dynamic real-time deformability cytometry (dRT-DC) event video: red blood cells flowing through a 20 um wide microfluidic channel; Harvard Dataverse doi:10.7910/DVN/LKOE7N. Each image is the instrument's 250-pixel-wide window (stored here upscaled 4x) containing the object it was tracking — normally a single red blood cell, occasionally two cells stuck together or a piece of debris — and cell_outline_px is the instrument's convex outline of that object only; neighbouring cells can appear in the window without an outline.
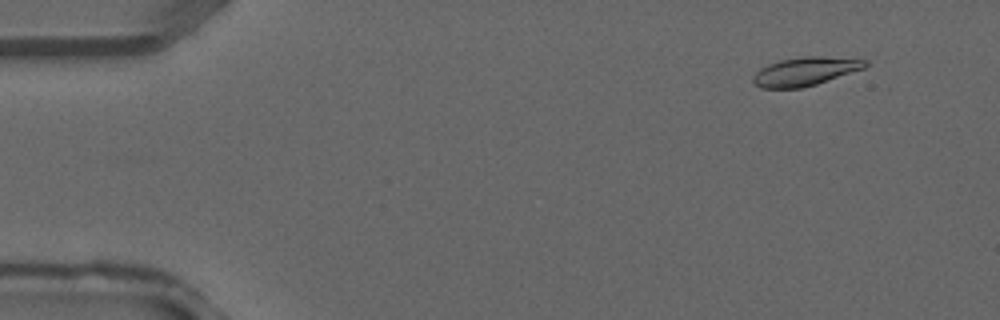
{"species": "common noctule bat (a hibernating species)", "species_latin": "Nyctalus noctula", "temperature_condition": "warm", "stored_images_in_passage": 4, "camera_frame_rate_fps": 3000, "um_per_image_px": 0.085, "animal": {"sex": "male", "forearm_length_mm": 52.5}, "frame": {"image": 1, "passage_image": 2, "time_ms": 0.333, "image_size_px": [1000, 320], "cell_outline_px": [[868, 64], [864, 68], [816, 84], [800, 88], [760, 88], [752, 80], [752, 76], [760, 68], [768, 64], [780, 60], [804, 56], [820, 56], [868, 60]], "centroid_in_image_um": [68.41, 6.06], "position_along_channel_um": 16.6, "area_um2": 18.5}}